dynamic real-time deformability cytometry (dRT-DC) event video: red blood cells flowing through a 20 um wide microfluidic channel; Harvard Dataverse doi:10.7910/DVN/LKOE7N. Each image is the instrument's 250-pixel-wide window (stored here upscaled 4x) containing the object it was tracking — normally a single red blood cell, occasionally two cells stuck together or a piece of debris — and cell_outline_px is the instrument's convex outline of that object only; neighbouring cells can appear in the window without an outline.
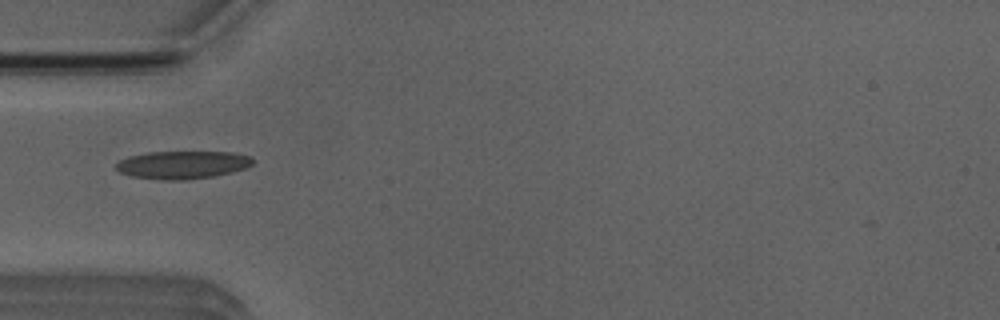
{"species": "Egyptian fruit bat (a non-hibernating species)", "species_latin": "Rousettus aegyptiacus", "temperature_condition": "room temperature", "stored_images_in_passage": 3, "camera_frame_rate_fps": 3000, "um_per_image_px": 0.085, "animal": {"sex": "male"}, "frame": {"image": 1, "passage_image": 2, "time_ms": 1.333, "image_size_px": [1000, 320], "cell_outline_px": [[252, 164], [248, 168], [216, 176], [184, 180], [164, 180], [132, 176], [120, 172], [116, 168], [116, 164], [120, 160], [128, 156], [148, 152], [232, 152], [252, 156]], "centroid_in_image_um": [15.54, 14.01], "position_along_channel_um": 69.5, "area_um2": 22.31}}